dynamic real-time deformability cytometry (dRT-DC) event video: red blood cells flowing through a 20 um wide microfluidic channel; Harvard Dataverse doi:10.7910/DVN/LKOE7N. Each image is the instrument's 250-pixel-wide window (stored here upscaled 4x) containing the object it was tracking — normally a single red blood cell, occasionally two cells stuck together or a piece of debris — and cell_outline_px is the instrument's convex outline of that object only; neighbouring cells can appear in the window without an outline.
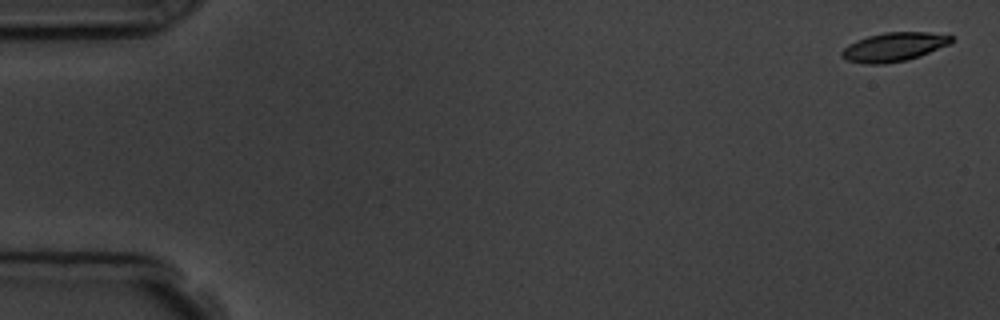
{"species": "common noctule bat (a hibernating species)", "species_latin": "Nyctalus noctula", "temperature_condition": "room temperature", "stored_images_in_passage": 4, "camera_frame_rate_fps": 3000, "um_per_image_px": 0.085, "animal": {"sex": "male", "body_mass_g": 19.5, "forearm_length_mm": 54.6}, "frame": {"image": 1, "passage_image": 1, "time_ms": 0.0, "image_size_px": [1000, 320], "cell_outline_px": [[956, 40], [952, 44], [920, 56], [904, 60], [884, 64], [868, 64], [844, 60], [840, 56], [840, 52], [848, 44], [856, 40], [868, 36], [884, 32], [928, 32], [956, 36]], "centroid_in_image_um": [76.02, 3.98], "position_along_channel_um": 9.0, "area_um2": 18.79}}
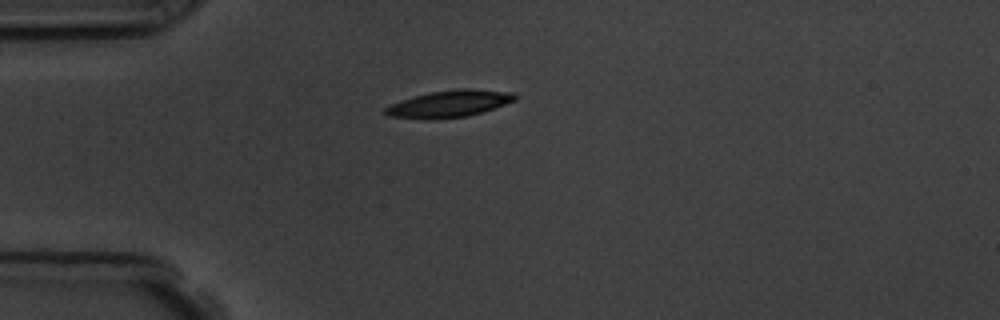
{"frame": {"image": 2, "passage_image": 4, "time_ms": 4.333, "image_size_px": [1000, 320], "cell_outline_px": [[516, 100], [468, 116], [388, 116], [384, 112], [384, 108], [400, 100], [412, 96], [428, 92], [456, 88], [472, 88], [512, 92], [516, 96]], "centroid_in_image_um": [38.25, 8.74], "position_along_channel_um": 46.8, "area_um2": 19.31}}